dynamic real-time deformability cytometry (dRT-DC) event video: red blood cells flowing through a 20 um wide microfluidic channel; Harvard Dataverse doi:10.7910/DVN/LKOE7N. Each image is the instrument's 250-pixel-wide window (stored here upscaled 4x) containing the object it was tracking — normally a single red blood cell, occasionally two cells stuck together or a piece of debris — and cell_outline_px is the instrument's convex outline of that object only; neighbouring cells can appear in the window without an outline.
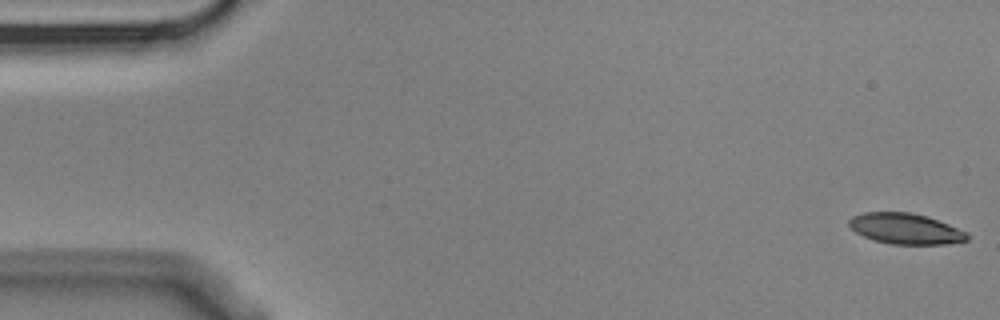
{"species": "Egyptian fruit bat (a non-hibernating species)", "species_latin": "Rousettus aegyptiacus", "temperature_condition": "cold", "stored_images_in_passage": 15, "camera_frame_rate_fps": 3000, "um_per_image_px": 0.085, "animal": {"sex": "male"}, "frame": {"image": 1, "passage_image": 1, "time_ms": 0.0, "image_size_px": [1000, 320], "cell_outline_px": [[968, 240], [944, 244], [892, 244], [876, 240], [864, 236], [856, 232], [848, 224], [848, 220], [852, 216], [864, 212], [908, 212], [924, 216], [948, 224], [968, 232]], "centroid_in_image_um": [76.96, 19.44], "position_along_channel_um": 8.0, "area_um2": 20.87}}
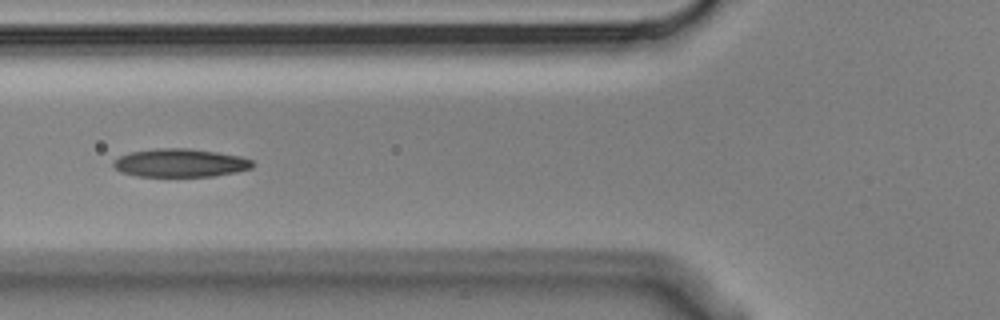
{"frame": {"image": 2, "passage_image": 6, "time_ms": 1.667, "image_size_px": [1000, 320], "cell_outline_px": [[252, 168], [236, 172], [212, 176], [136, 176], [120, 172], [112, 164], [120, 156], [128, 152], [156, 148], [188, 148], [216, 152], [240, 156], [252, 160]], "centroid_in_image_um": [15.3, 13.84], "position_along_channel_um": 110.5, "area_um2": 22.83}}
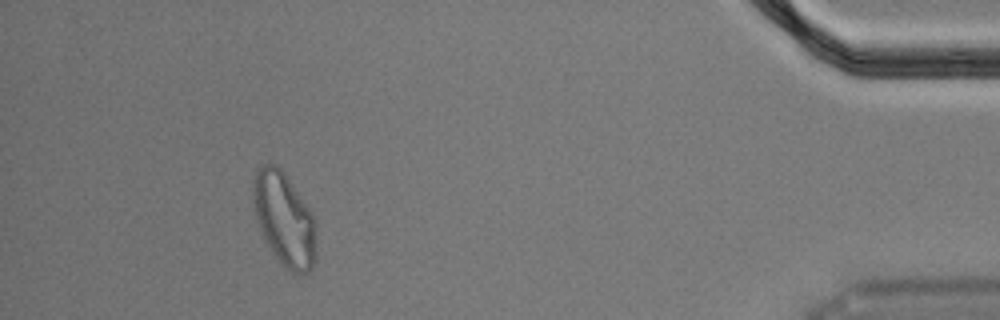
{"frame": {"image": 3, "passage_image": 14, "time_ms": 4.333, "image_size_px": [1000, 320], "cell_outline_px": [[316, 256], [312, 268], [308, 272], [292, 272], [276, 256], [264, 240], [256, 216], [252, 200], [252, 188], [256, 172], [264, 164], [276, 164], [280, 168], [312, 212], [316, 220]], "centroid_in_image_um": [24.18, 18.62], "position_along_channel_um": 411.0, "area_um2": 33.93}}